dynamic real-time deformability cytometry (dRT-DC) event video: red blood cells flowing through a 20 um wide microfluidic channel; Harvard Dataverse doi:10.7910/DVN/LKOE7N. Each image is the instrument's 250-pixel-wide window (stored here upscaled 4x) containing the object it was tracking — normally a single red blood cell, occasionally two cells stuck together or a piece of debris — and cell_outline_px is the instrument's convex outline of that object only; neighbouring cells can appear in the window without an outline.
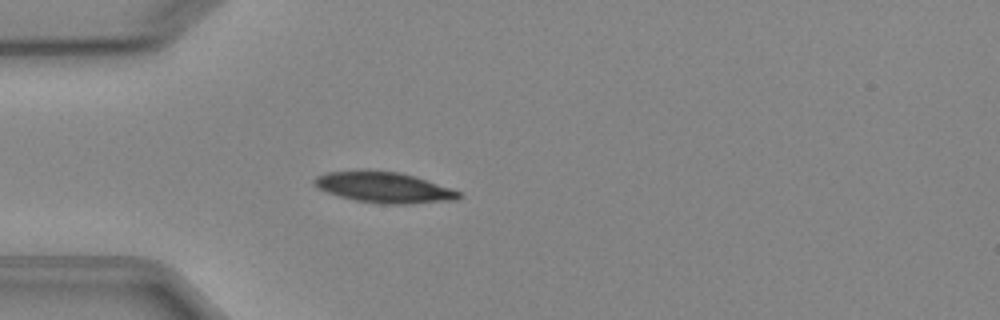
{"species": "Egyptian fruit bat (a non-hibernating species)", "species_latin": "Rousettus aegyptiacus", "temperature_condition": "cold", "stored_images_in_passage": 4, "camera_frame_rate_fps": 3000, "um_per_image_px": 0.085, "animal": {"sex": "female"}, "frame": {"image": 1, "passage_image": 4, "time_ms": 3.667, "image_size_px": [1000, 320], "cell_outline_px": [[460, 196], [456, 200], [408, 204], [380, 204], [356, 200], [340, 196], [316, 188], [312, 184], [312, 180], [316, 176], [328, 172], [356, 168], [368, 168], [400, 172], [416, 176], [452, 188], [460, 192]], "centroid_in_image_um": [32.58, 15.89], "position_along_channel_um": 52.4, "area_um2": 26.7}}